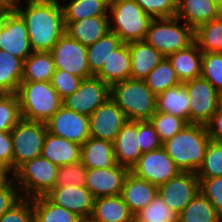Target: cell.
Instances as JSON below:
<instances>
[{
  "label": "cell",
  "mask_w": 222,
  "mask_h": 222,
  "mask_svg": "<svg viewBox=\"0 0 222 222\" xmlns=\"http://www.w3.org/2000/svg\"><path fill=\"white\" fill-rule=\"evenodd\" d=\"M21 0H5V3L7 4V6L10 9H15L16 7H18L20 4ZM42 1H46V0H27L28 3H33V2H42Z\"/></svg>",
  "instance_id": "obj_52"
},
{
  "label": "cell",
  "mask_w": 222,
  "mask_h": 222,
  "mask_svg": "<svg viewBox=\"0 0 222 222\" xmlns=\"http://www.w3.org/2000/svg\"><path fill=\"white\" fill-rule=\"evenodd\" d=\"M87 168L81 161L59 166L56 186H85Z\"/></svg>",
  "instance_id": "obj_43"
},
{
  "label": "cell",
  "mask_w": 222,
  "mask_h": 222,
  "mask_svg": "<svg viewBox=\"0 0 222 222\" xmlns=\"http://www.w3.org/2000/svg\"><path fill=\"white\" fill-rule=\"evenodd\" d=\"M149 121L154 126L162 143L176 135L188 124L180 117L158 111Z\"/></svg>",
  "instance_id": "obj_40"
},
{
  "label": "cell",
  "mask_w": 222,
  "mask_h": 222,
  "mask_svg": "<svg viewBox=\"0 0 222 222\" xmlns=\"http://www.w3.org/2000/svg\"><path fill=\"white\" fill-rule=\"evenodd\" d=\"M0 222H33L32 199L21 197L1 216Z\"/></svg>",
  "instance_id": "obj_48"
},
{
  "label": "cell",
  "mask_w": 222,
  "mask_h": 222,
  "mask_svg": "<svg viewBox=\"0 0 222 222\" xmlns=\"http://www.w3.org/2000/svg\"><path fill=\"white\" fill-rule=\"evenodd\" d=\"M218 7L222 9V0H212Z\"/></svg>",
  "instance_id": "obj_57"
},
{
  "label": "cell",
  "mask_w": 222,
  "mask_h": 222,
  "mask_svg": "<svg viewBox=\"0 0 222 222\" xmlns=\"http://www.w3.org/2000/svg\"><path fill=\"white\" fill-rule=\"evenodd\" d=\"M23 119L46 123L63 105L50 82H21L16 92Z\"/></svg>",
  "instance_id": "obj_4"
},
{
  "label": "cell",
  "mask_w": 222,
  "mask_h": 222,
  "mask_svg": "<svg viewBox=\"0 0 222 222\" xmlns=\"http://www.w3.org/2000/svg\"><path fill=\"white\" fill-rule=\"evenodd\" d=\"M201 77L222 92V52H203Z\"/></svg>",
  "instance_id": "obj_42"
},
{
  "label": "cell",
  "mask_w": 222,
  "mask_h": 222,
  "mask_svg": "<svg viewBox=\"0 0 222 222\" xmlns=\"http://www.w3.org/2000/svg\"><path fill=\"white\" fill-rule=\"evenodd\" d=\"M184 86L190 100V123L206 125L219 108V92L201 76Z\"/></svg>",
  "instance_id": "obj_11"
},
{
  "label": "cell",
  "mask_w": 222,
  "mask_h": 222,
  "mask_svg": "<svg viewBox=\"0 0 222 222\" xmlns=\"http://www.w3.org/2000/svg\"><path fill=\"white\" fill-rule=\"evenodd\" d=\"M114 27L109 25L123 43L144 41L152 18L134 0H116L109 10Z\"/></svg>",
  "instance_id": "obj_7"
},
{
  "label": "cell",
  "mask_w": 222,
  "mask_h": 222,
  "mask_svg": "<svg viewBox=\"0 0 222 222\" xmlns=\"http://www.w3.org/2000/svg\"><path fill=\"white\" fill-rule=\"evenodd\" d=\"M151 18L176 16L178 0H134Z\"/></svg>",
  "instance_id": "obj_44"
},
{
  "label": "cell",
  "mask_w": 222,
  "mask_h": 222,
  "mask_svg": "<svg viewBox=\"0 0 222 222\" xmlns=\"http://www.w3.org/2000/svg\"><path fill=\"white\" fill-rule=\"evenodd\" d=\"M198 179L200 192L211 202L222 218V176Z\"/></svg>",
  "instance_id": "obj_45"
},
{
  "label": "cell",
  "mask_w": 222,
  "mask_h": 222,
  "mask_svg": "<svg viewBox=\"0 0 222 222\" xmlns=\"http://www.w3.org/2000/svg\"><path fill=\"white\" fill-rule=\"evenodd\" d=\"M194 40L202 52H222V14L194 30Z\"/></svg>",
  "instance_id": "obj_35"
},
{
  "label": "cell",
  "mask_w": 222,
  "mask_h": 222,
  "mask_svg": "<svg viewBox=\"0 0 222 222\" xmlns=\"http://www.w3.org/2000/svg\"><path fill=\"white\" fill-rule=\"evenodd\" d=\"M91 217L98 222H134L121 195L95 198Z\"/></svg>",
  "instance_id": "obj_28"
},
{
  "label": "cell",
  "mask_w": 222,
  "mask_h": 222,
  "mask_svg": "<svg viewBox=\"0 0 222 222\" xmlns=\"http://www.w3.org/2000/svg\"><path fill=\"white\" fill-rule=\"evenodd\" d=\"M33 222H78L80 217L52 203L46 196L32 198Z\"/></svg>",
  "instance_id": "obj_33"
},
{
  "label": "cell",
  "mask_w": 222,
  "mask_h": 222,
  "mask_svg": "<svg viewBox=\"0 0 222 222\" xmlns=\"http://www.w3.org/2000/svg\"><path fill=\"white\" fill-rule=\"evenodd\" d=\"M211 138L202 124L188 123L163 143L167 154L181 172H197L201 167Z\"/></svg>",
  "instance_id": "obj_2"
},
{
  "label": "cell",
  "mask_w": 222,
  "mask_h": 222,
  "mask_svg": "<svg viewBox=\"0 0 222 222\" xmlns=\"http://www.w3.org/2000/svg\"><path fill=\"white\" fill-rule=\"evenodd\" d=\"M83 78L67 73L63 70H55L51 78V85L58 95L65 99L68 95L73 94L80 86Z\"/></svg>",
  "instance_id": "obj_46"
},
{
  "label": "cell",
  "mask_w": 222,
  "mask_h": 222,
  "mask_svg": "<svg viewBox=\"0 0 222 222\" xmlns=\"http://www.w3.org/2000/svg\"><path fill=\"white\" fill-rule=\"evenodd\" d=\"M64 21H79L93 16H108L101 0H70L61 6Z\"/></svg>",
  "instance_id": "obj_36"
},
{
  "label": "cell",
  "mask_w": 222,
  "mask_h": 222,
  "mask_svg": "<svg viewBox=\"0 0 222 222\" xmlns=\"http://www.w3.org/2000/svg\"><path fill=\"white\" fill-rule=\"evenodd\" d=\"M177 216L157 194L150 204L134 215V222H177Z\"/></svg>",
  "instance_id": "obj_38"
},
{
  "label": "cell",
  "mask_w": 222,
  "mask_h": 222,
  "mask_svg": "<svg viewBox=\"0 0 222 222\" xmlns=\"http://www.w3.org/2000/svg\"><path fill=\"white\" fill-rule=\"evenodd\" d=\"M65 32L85 47L98 41L110 31L108 16H93L79 21H64Z\"/></svg>",
  "instance_id": "obj_19"
},
{
  "label": "cell",
  "mask_w": 222,
  "mask_h": 222,
  "mask_svg": "<svg viewBox=\"0 0 222 222\" xmlns=\"http://www.w3.org/2000/svg\"><path fill=\"white\" fill-rule=\"evenodd\" d=\"M13 143L10 132H0V166L13 174Z\"/></svg>",
  "instance_id": "obj_50"
},
{
  "label": "cell",
  "mask_w": 222,
  "mask_h": 222,
  "mask_svg": "<svg viewBox=\"0 0 222 222\" xmlns=\"http://www.w3.org/2000/svg\"><path fill=\"white\" fill-rule=\"evenodd\" d=\"M104 6L109 10L116 3V0H101Z\"/></svg>",
  "instance_id": "obj_55"
},
{
  "label": "cell",
  "mask_w": 222,
  "mask_h": 222,
  "mask_svg": "<svg viewBox=\"0 0 222 222\" xmlns=\"http://www.w3.org/2000/svg\"><path fill=\"white\" fill-rule=\"evenodd\" d=\"M205 126L211 140L222 141V109L220 107Z\"/></svg>",
  "instance_id": "obj_51"
},
{
  "label": "cell",
  "mask_w": 222,
  "mask_h": 222,
  "mask_svg": "<svg viewBox=\"0 0 222 222\" xmlns=\"http://www.w3.org/2000/svg\"><path fill=\"white\" fill-rule=\"evenodd\" d=\"M45 124L47 132L80 145L90 137L89 117L64 105Z\"/></svg>",
  "instance_id": "obj_15"
},
{
  "label": "cell",
  "mask_w": 222,
  "mask_h": 222,
  "mask_svg": "<svg viewBox=\"0 0 222 222\" xmlns=\"http://www.w3.org/2000/svg\"><path fill=\"white\" fill-rule=\"evenodd\" d=\"M55 70L51 52L33 51L23 61L21 82H50Z\"/></svg>",
  "instance_id": "obj_30"
},
{
  "label": "cell",
  "mask_w": 222,
  "mask_h": 222,
  "mask_svg": "<svg viewBox=\"0 0 222 222\" xmlns=\"http://www.w3.org/2000/svg\"><path fill=\"white\" fill-rule=\"evenodd\" d=\"M131 57L127 43H122L112 51L107 61H104L102 69L95 75L104 83L111 86L114 83L130 78Z\"/></svg>",
  "instance_id": "obj_26"
},
{
  "label": "cell",
  "mask_w": 222,
  "mask_h": 222,
  "mask_svg": "<svg viewBox=\"0 0 222 222\" xmlns=\"http://www.w3.org/2000/svg\"><path fill=\"white\" fill-rule=\"evenodd\" d=\"M23 74V61L0 50V94H16Z\"/></svg>",
  "instance_id": "obj_31"
},
{
  "label": "cell",
  "mask_w": 222,
  "mask_h": 222,
  "mask_svg": "<svg viewBox=\"0 0 222 222\" xmlns=\"http://www.w3.org/2000/svg\"><path fill=\"white\" fill-rule=\"evenodd\" d=\"M222 14V9L212 0H178L176 16L185 19V24L194 30L203 23L215 20Z\"/></svg>",
  "instance_id": "obj_25"
},
{
  "label": "cell",
  "mask_w": 222,
  "mask_h": 222,
  "mask_svg": "<svg viewBox=\"0 0 222 222\" xmlns=\"http://www.w3.org/2000/svg\"><path fill=\"white\" fill-rule=\"evenodd\" d=\"M123 42L112 31H108L94 44L86 47L87 61L90 73L95 76L103 67L104 61L117 49Z\"/></svg>",
  "instance_id": "obj_32"
},
{
  "label": "cell",
  "mask_w": 222,
  "mask_h": 222,
  "mask_svg": "<svg viewBox=\"0 0 222 222\" xmlns=\"http://www.w3.org/2000/svg\"><path fill=\"white\" fill-rule=\"evenodd\" d=\"M202 54L203 52L194 41L188 47L167 56L180 83L201 76Z\"/></svg>",
  "instance_id": "obj_23"
},
{
  "label": "cell",
  "mask_w": 222,
  "mask_h": 222,
  "mask_svg": "<svg viewBox=\"0 0 222 222\" xmlns=\"http://www.w3.org/2000/svg\"><path fill=\"white\" fill-rule=\"evenodd\" d=\"M41 156L57 166L81 161V145L47 132Z\"/></svg>",
  "instance_id": "obj_24"
},
{
  "label": "cell",
  "mask_w": 222,
  "mask_h": 222,
  "mask_svg": "<svg viewBox=\"0 0 222 222\" xmlns=\"http://www.w3.org/2000/svg\"><path fill=\"white\" fill-rule=\"evenodd\" d=\"M130 169L116 163L110 168L87 169L85 186L95 198L117 196Z\"/></svg>",
  "instance_id": "obj_17"
},
{
  "label": "cell",
  "mask_w": 222,
  "mask_h": 222,
  "mask_svg": "<svg viewBox=\"0 0 222 222\" xmlns=\"http://www.w3.org/2000/svg\"><path fill=\"white\" fill-rule=\"evenodd\" d=\"M62 5L58 0L27 3L26 8L15 10L26 23L33 51L50 52L65 33Z\"/></svg>",
  "instance_id": "obj_1"
},
{
  "label": "cell",
  "mask_w": 222,
  "mask_h": 222,
  "mask_svg": "<svg viewBox=\"0 0 222 222\" xmlns=\"http://www.w3.org/2000/svg\"><path fill=\"white\" fill-rule=\"evenodd\" d=\"M78 222H98L95 221L92 217L80 218Z\"/></svg>",
  "instance_id": "obj_56"
},
{
  "label": "cell",
  "mask_w": 222,
  "mask_h": 222,
  "mask_svg": "<svg viewBox=\"0 0 222 222\" xmlns=\"http://www.w3.org/2000/svg\"><path fill=\"white\" fill-rule=\"evenodd\" d=\"M131 79L145 80L148 74L164 59L153 46L144 41L129 42Z\"/></svg>",
  "instance_id": "obj_22"
},
{
  "label": "cell",
  "mask_w": 222,
  "mask_h": 222,
  "mask_svg": "<svg viewBox=\"0 0 222 222\" xmlns=\"http://www.w3.org/2000/svg\"><path fill=\"white\" fill-rule=\"evenodd\" d=\"M10 8L5 3V0H0V17L9 10Z\"/></svg>",
  "instance_id": "obj_54"
},
{
  "label": "cell",
  "mask_w": 222,
  "mask_h": 222,
  "mask_svg": "<svg viewBox=\"0 0 222 222\" xmlns=\"http://www.w3.org/2000/svg\"><path fill=\"white\" fill-rule=\"evenodd\" d=\"M113 146L116 162L131 169L142 155L138 146L137 121L128 120L123 125Z\"/></svg>",
  "instance_id": "obj_21"
},
{
  "label": "cell",
  "mask_w": 222,
  "mask_h": 222,
  "mask_svg": "<svg viewBox=\"0 0 222 222\" xmlns=\"http://www.w3.org/2000/svg\"><path fill=\"white\" fill-rule=\"evenodd\" d=\"M138 146L143 153L159 149L163 143L150 121H137Z\"/></svg>",
  "instance_id": "obj_47"
},
{
  "label": "cell",
  "mask_w": 222,
  "mask_h": 222,
  "mask_svg": "<svg viewBox=\"0 0 222 222\" xmlns=\"http://www.w3.org/2000/svg\"><path fill=\"white\" fill-rule=\"evenodd\" d=\"M199 191V179L195 172H180L157 187V194L176 214L182 212Z\"/></svg>",
  "instance_id": "obj_14"
},
{
  "label": "cell",
  "mask_w": 222,
  "mask_h": 222,
  "mask_svg": "<svg viewBox=\"0 0 222 222\" xmlns=\"http://www.w3.org/2000/svg\"><path fill=\"white\" fill-rule=\"evenodd\" d=\"M110 98V86L97 76L84 78L79 88L63 99V105L89 117L101 104Z\"/></svg>",
  "instance_id": "obj_13"
},
{
  "label": "cell",
  "mask_w": 222,
  "mask_h": 222,
  "mask_svg": "<svg viewBox=\"0 0 222 222\" xmlns=\"http://www.w3.org/2000/svg\"><path fill=\"white\" fill-rule=\"evenodd\" d=\"M45 196L80 218L91 217L93 213L95 197L86 186H55Z\"/></svg>",
  "instance_id": "obj_18"
},
{
  "label": "cell",
  "mask_w": 222,
  "mask_h": 222,
  "mask_svg": "<svg viewBox=\"0 0 222 222\" xmlns=\"http://www.w3.org/2000/svg\"><path fill=\"white\" fill-rule=\"evenodd\" d=\"M145 81L156 96L170 87L180 84L175 70L172 68L171 62L167 57H164V59L148 74Z\"/></svg>",
  "instance_id": "obj_37"
},
{
  "label": "cell",
  "mask_w": 222,
  "mask_h": 222,
  "mask_svg": "<svg viewBox=\"0 0 222 222\" xmlns=\"http://www.w3.org/2000/svg\"><path fill=\"white\" fill-rule=\"evenodd\" d=\"M127 121L123 111L109 98L89 116L90 136L113 143Z\"/></svg>",
  "instance_id": "obj_16"
},
{
  "label": "cell",
  "mask_w": 222,
  "mask_h": 222,
  "mask_svg": "<svg viewBox=\"0 0 222 222\" xmlns=\"http://www.w3.org/2000/svg\"><path fill=\"white\" fill-rule=\"evenodd\" d=\"M20 191L22 190H19L15 181L10 178L0 184V218L21 198Z\"/></svg>",
  "instance_id": "obj_49"
},
{
  "label": "cell",
  "mask_w": 222,
  "mask_h": 222,
  "mask_svg": "<svg viewBox=\"0 0 222 222\" xmlns=\"http://www.w3.org/2000/svg\"><path fill=\"white\" fill-rule=\"evenodd\" d=\"M120 195L131 213L135 215L153 201L157 195V186L129 172Z\"/></svg>",
  "instance_id": "obj_20"
},
{
  "label": "cell",
  "mask_w": 222,
  "mask_h": 222,
  "mask_svg": "<svg viewBox=\"0 0 222 222\" xmlns=\"http://www.w3.org/2000/svg\"><path fill=\"white\" fill-rule=\"evenodd\" d=\"M58 169L59 166L42 156L22 164L12 174L18 189L26 191L21 197L32 199L49 193L56 186Z\"/></svg>",
  "instance_id": "obj_6"
},
{
  "label": "cell",
  "mask_w": 222,
  "mask_h": 222,
  "mask_svg": "<svg viewBox=\"0 0 222 222\" xmlns=\"http://www.w3.org/2000/svg\"><path fill=\"white\" fill-rule=\"evenodd\" d=\"M110 98L127 120L149 121L157 111V96L145 80L126 79L110 86Z\"/></svg>",
  "instance_id": "obj_3"
},
{
  "label": "cell",
  "mask_w": 222,
  "mask_h": 222,
  "mask_svg": "<svg viewBox=\"0 0 222 222\" xmlns=\"http://www.w3.org/2000/svg\"><path fill=\"white\" fill-rule=\"evenodd\" d=\"M22 119L16 94H0V132H10Z\"/></svg>",
  "instance_id": "obj_41"
},
{
  "label": "cell",
  "mask_w": 222,
  "mask_h": 222,
  "mask_svg": "<svg viewBox=\"0 0 222 222\" xmlns=\"http://www.w3.org/2000/svg\"><path fill=\"white\" fill-rule=\"evenodd\" d=\"M7 175H9L8 172L2 166H0V184L9 178Z\"/></svg>",
  "instance_id": "obj_53"
},
{
  "label": "cell",
  "mask_w": 222,
  "mask_h": 222,
  "mask_svg": "<svg viewBox=\"0 0 222 222\" xmlns=\"http://www.w3.org/2000/svg\"><path fill=\"white\" fill-rule=\"evenodd\" d=\"M177 222H222L211 202L199 191L177 216Z\"/></svg>",
  "instance_id": "obj_34"
},
{
  "label": "cell",
  "mask_w": 222,
  "mask_h": 222,
  "mask_svg": "<svg viewBox=\"0 0 222 222\" xmlns=\"http://www.w3.org/2000/svg\"><path fill=\"white\" fill-rule=\"evenodd\" d=\"M219 107L222 109V92L219 93Z\"/></svg>",
  "instance_id": "obj_58"
},
{
  "label": "cell",
  "mask_w": 222,
  "mask_h": 222,
  "mask_svg": "<svg viewBox=\"0 0 222 222\" xmlns=\"http://www.w3.org/2000/svg\"><path fill=\"white\" fill-rule=\"evenodd\" d=\"M47 127L44 122L21 119L10 131L13 143V173L24 163L41 156Z\"/></svg>",
  "instance_id": "obj_8"
},
{
  "label": "cell",
  "mask_w": 222,
  "mask_h": 222,
  "mask_svg": "<svg viewBox=\"0 0 222 222\" xmlns=\"http://www.w3.org/2000/svg\"><path fill=\"white\" fill-rule=\"evenodd\" d=\"M157 111L180 117L190 123V100L184 83L157 95Z\"/></svg>",
  "instance_id": "obj_29"
},
{
  "label": "cell",
  "mask_w": 222,
  "mask_h": 222,
  "mask_svg": "<svg viewBox=\"0 0 222 222\" xmlns=\"http://www.w3.org/2000/svg\"><path fill=\"white\" fill-rule=\"evenodd\" d=\"M178 23L177 16L152 18L145 41L164 57L188 47L195 41L194 29L185 23L181 26Z\"/></svg>",
  "instance_id": "obj_5"
},
{
  "label": "cell",
  "mask_w": 222,
  "mask_h": 222,
  "mask_svg": "<svg viewBox=\"0 0 222 222\" xmlns=\"http://www.w3.org/2000/svg\"><path fill=\"white\" fill-rule=\"evenodd\" d=\"M196 175L198 178L222 176V141L210 140L203 163Z\"/></svg>",
  "instance_id": "obj_39"
},
{
  "label": "cell",
  "mask_w": 222,
  "mask_h": 222,
  "mask_svg": "<svg viewBox=\"0 0 222 222\" xmlns=\"http://www.w3.org/2000/svg\"><path fill=\"white\" fill-rule=\"evenodd\" d=\"M81 162L87 169L113 167L117 163L113 143L90 136L81 145Z\"/></svg>",
  "instance_id": "obj_27"
},
{
  "label": "cell",
  "mask_w": 222,
  "mask_h": 222,
  "mask_svg": "<svg viewBox=\"0 0 222 222\" xmlns=\"http://www.w3.org/2000/svg\"><path fill=\"white\" fill-rule=\"evenodd\" d=\"M0 50L22 61L33 52L26 23L15 9H9L0 17Z\"/></svg>",
  "instance_id": "obj_10"
},
{
  "label": "cell",
  "mask_w": 222,
  "mask_h": 222,
  "mask_svg": "<svg viewBox=\"0 0 222 222\" xmlns=\"http://www.w3.org/2000/svg\"><path fill=\"white\" fill-rule=\"evenodd\" d=\"M130 172L158 187L177 176L181 171L162 146L159 149L143 153L132 166Z\"/></svg>",
  "instance_id": "obj_9"
},
{
  "label": "cell",
  "mask_w": 222,
  "mask_h": 222,
  "mask_svg": "<svg viewBox=\"0 0 222 222\" xmlns=\"http://www.w3.org/2000/svg\"><path fill=\"white\" fill-rule=\"evenodd\" d=\"M50 52L53 56L56 70L60 69L83 79L93 76L89 71L86 47L74 40L66 32Z\"/></svg>",
  "instance_id": "obj_12"
}]
</instances>
